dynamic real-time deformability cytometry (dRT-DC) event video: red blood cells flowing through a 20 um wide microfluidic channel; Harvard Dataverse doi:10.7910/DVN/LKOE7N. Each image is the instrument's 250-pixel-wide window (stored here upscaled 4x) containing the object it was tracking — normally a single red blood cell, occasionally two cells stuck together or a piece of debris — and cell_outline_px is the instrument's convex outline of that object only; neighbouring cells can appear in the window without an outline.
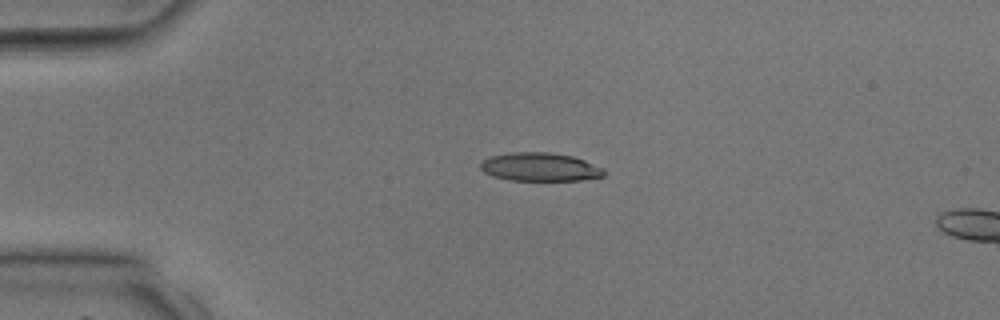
{"species": "common noctule bat (a hibernating species)", "species_latin": "Nyctalus noctula", "temperature_condition": "room temperature", "stored_images_in_passage": 9, "camera_frame_rate_fps": 3000, "um_per_image_px": 0.085, "animal": {"sex": "male", "body_mass_g": 17.9, "forearm_length_mm": 54.2}, "frame": {"image": 1, "passage_image": 7, "time_ms": 2.0, "image_size_px": [1000, 320], "cell_outline_px": [[604, 176], [580, 180], [508, 180], [492, 176], [484, 172], [480, 168], [480, 164], [484, 160], [492, 156], [512, 152], [548, 152], [572, 156], [584, 160], [604, 168]], "centroid_in_image_um": [45.89, 14.19], "position_along_channel_um": 39.1, "area_um2": 20.35}}